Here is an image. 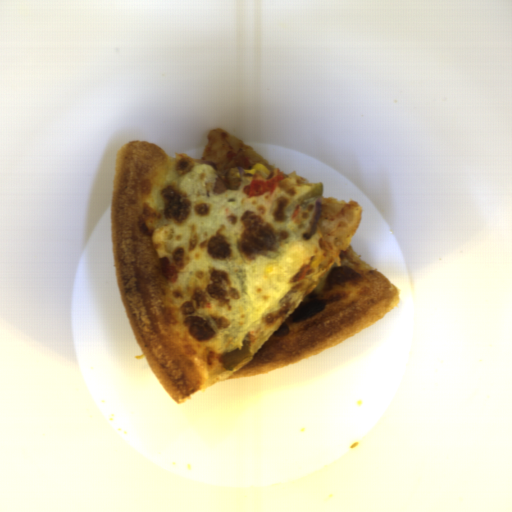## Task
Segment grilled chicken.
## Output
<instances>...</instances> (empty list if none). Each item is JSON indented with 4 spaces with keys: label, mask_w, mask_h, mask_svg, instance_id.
Segmentation results:
<instances>
[{
    "label": "grilled chicken",
    "mask_w": 512,
    "mask_h": 512,
    "mask_svg": "<svg viewBox=\"0 0 512 512\" xmlns=\"http://www.w3.org/2000/svg\"><path fill=\"white\" fill-rule=\"evenodd\" d=\"M284 179V174L280 169H275L271 178H262L257 172L254 173L250 183L243 186V192L248 197H259L266 192L271 195L274 193L278 183Z\"/></svg>",
    "instance_id": "277b20a1"
},
{
    "label": "grilled chicken",
    "mask_w": 512,
    "mask_h": 512,
    "mask_svg": "<svg viewBox=\"0 0 512 512\" xmlns=\"http://www.w3.org/2000/svg\"><path fill=\"white\" fill-rule=\"evenodd\" d=\"M242 184L243 180L239 176H236L229 171L223 172L216 176L212 194L213 196H217L223 194L227 190L240 191Z\"/></svg>",
    "instance_id": "a9712176"
}]
</instances>
